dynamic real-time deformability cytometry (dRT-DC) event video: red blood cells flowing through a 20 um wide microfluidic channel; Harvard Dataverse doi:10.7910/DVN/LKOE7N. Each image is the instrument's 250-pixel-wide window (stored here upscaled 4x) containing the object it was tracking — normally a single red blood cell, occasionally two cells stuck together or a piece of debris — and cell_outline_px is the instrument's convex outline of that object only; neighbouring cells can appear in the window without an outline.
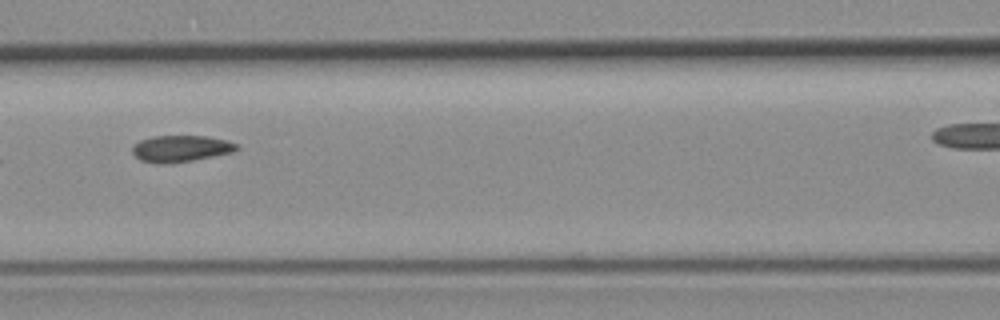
{"species": "common noctule bat (a hibernating species)", "species_latin": "Nyctalus noctula", "temperature_condition": "room temperature", "stored_images_in_passage": 14, "camera_frame_rate_fps": 3000, "um_per_image_px": 0.085, "animal": {"sex": "female", "body_mass_g": 19.3, "forearm_length_mm": 54.1}, "frame": {"image": 1, "passage_image": 8, "time_ms": 2.333, "image_size_px": [1000, 320], "cell_outline_px": [[240, 148], [232, 152], [172, 164], [156, 164], [140, 160], [132, 152], [132, 148], [140, 140], [152, 136], [204, 136], [228, 140], [236, 144]], "centroid_in_image_um": [15.35, 12.64], "position_along_channel_um": 151.3, "area_um2": 16.13}}